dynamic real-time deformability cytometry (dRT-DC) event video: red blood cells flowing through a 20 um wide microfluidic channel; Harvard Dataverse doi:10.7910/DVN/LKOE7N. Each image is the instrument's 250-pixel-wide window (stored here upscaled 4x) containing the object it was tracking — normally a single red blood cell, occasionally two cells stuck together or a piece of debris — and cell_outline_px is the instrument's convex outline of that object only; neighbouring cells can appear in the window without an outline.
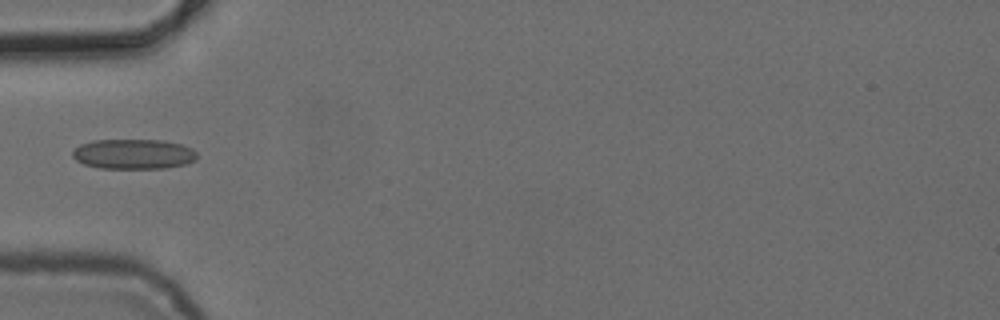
{"species": "common noctule bat (a hibernating species)", "species_latin": "Nyctalus noctula", "temperature_condition": "cold", "stored_images_in_passage": 4, "camera_frame_rate_fps": 3000, "um_per_image_px": 0.085, "animal": {"sex": "female", "body_mass_g": 24.6, "forearm_length_mm": 56.2}, "frame": {"image": 1, "passage_image": 4, "time_ms": 3.333, "image_size_px": [1000, 320], "cell_outline_px": [[196, 160], [188, 164], [164, 168], [100, 168], [84, 164], [76, 160], [72, 156], [72, 152], [80, 144], [92, 140], [164, 140], [180, 144], [192, 148], [196, 152]], "centroid_in_image_um": [11.36, 13.09], "position_along_channel_um": 73.6, "area_um2": 21.85}}